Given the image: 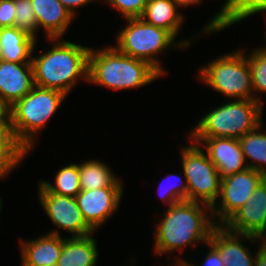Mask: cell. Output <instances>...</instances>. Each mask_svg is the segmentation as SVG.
I'll return each mask as SVG.
<instances>
[{
  "instance_id": "obj_1",
  "label": "cell",
  "mask_w": 266,
  "mask_h": 266,
  "mask_svg": "<svg viewBox=\"0 0 266 266\" xmlns=\"http://www.w3.org/2000/svg\"><path fill=\"white\" fill-rule=\"evenodd\" d=\"M208 211L211 215L209 205L187 200L169 206L155 228L154 253L161 256L188 245L194 248L196 242L207 243L216 226Z\"/></svg>"
},
{
  "instance_id": "obj_2",
  "label": "cell",
  "mask_w": 266,
  "mask_h": 266,
  "mask_svg": "<svg viewBox=\"0 0 266 266\" xmlns=\"http://www.w3.org/2000/svg\"><path fill=\"white\" fill-rule=\"evenodd\" d=\"M48 38L52 48L32 57L34 83L36 86L58 90L68 96L79 81H88V57L90 47L74 42Z\"/></svg>"
},
{
  "instance_id": "obj_3",
  "label": "cell",
  "mask_w": 266,
  "mask_h": 266,
  "mask_svg": "<svg viewBox=\"0 0 266 266\" xmlns=\"http://www.w3.org/2000/svg\"><path fill=\"white\" fill-rule=\"evenodd\" d=\"M163 76L147 61L120 52L115 46L91 48L88 57V81L112 90L134 89Z\"/></svg>"
},
{
  "instance_id": "obj_4",
  "label": "cell",
  "mask_w": 266,
  "mask_h": 266,
  "mask_svg": "<svg viewBox=\"0 0 266 266\" xmlns=\"http://www.w3.org/2000/svg\"><path fill=\"white\" fill-rule=\"evenodd\" d=\"M66 97L58 90L35 85L7 109L8 125L14 138L27 152L34 148L35 135L47 125Z\"/></svg>"
},
{
  "instance_id": "obj_5",
  "label": "cell",
  "mask_w": 266,
  "mask_h": 266,
  "mask_svg": "<svg viewBox=\"0 0 266 266\" xmlns=\"http://www.w3.org/2000/svg\"><path fill=\"white\" fill-rule=\"evenodd\" d=\"M263 102L234 99L209 111L189 133L191 138H234L262 123Z\"/></svg>"
},
{
  "instance_id": "obj_6",
  "label": "cell",
  "mask_w": 266,
  "mask_h": 266,
  "mask_svg": "<svg viewBox=\"0 0 266 266\" xmlns=\"http://www.w3.org/2000/svg\"><path fill=\"white\" fill-rule=\"evenodd\" d=\"M127 26L117 34L115 47L127 56L141 59L150 63L162 75H165L161 61L157 54L163 53L166 48H188L189 40H180L175 43V37L163 28L146 23L142 18H128ZM175 44V45H174Z\"/></svg>"
},
{
  "instance_id": "obj_7",
  "label": "cell",
  "mask_w": 266,
  "mask_h": 266,
  "mask_svg": "<svg viewBox=\"0 0 266 266\" xmlns=\"http://www.w3.org/2000/svg\"><path fill=\"white\" fill-rule=\"evenodd\" d=\"M198 78L224 97L254 100L251 71L244 50L212 60L199 69Z\"/></svg>"
},
{
  "instance_id": "obj_8",
  "label": "cell",
  "mask_w": 266,
  "mask_h": 266,
  "mask_svg": "<svg viewBox=\"0 0 266 266\" xmlns=\"http://www.w3.org/2000/svg\"><path fill=\"white\" fill-rule=\"evenodd\" d=\"M181 150V164L188 187V201L212 207L220 194L221 177L199 144L190 142Z\"/></svg>"
},
{
  "instance_id": "obj_9",
  "label": "cell",
  "mask_w": 266,
  "mask_h": 266,
  "mask_svg": "<svg viewBox=\"0 0 266 266\" xmlns=\"http://www.w3.org/2000/svg\"><path fill=\"white\" fill-rule=\"evenodd\" d=\"M265 178L264 173L251 168L221 178L219 197L211 207L215 224L224 225L249 200Z\"/></svg>"
},
{
  "instance_id": "obj_10",
  "label": "cell",
  "mask_w": 266,
  "mask_h": 266,
  "mask_svg": "<svg viewBox=\"0 0 266 266\" xmlns=\"http://www.w3.org/2000/svg\"><path fill=\"white\" fill-rule=\"evenodd\" d=\"M39 203L53 224L71 237H83L95 232L85 221L75 197L38 193Z\"/></svg>"
},
{
  "instance_id": "obj_11",
  "label": "cell",
  "mask_w": 266,
  "mask_h": 266,
  "mask_svg": "<svg viewBox=\"0 0 266 266\" xmlns=\"http://www.w3.org/2000/svg\"><path fill=\"white\" fill-rule=\"evenodd\" d=\"M122 192V187H102L81 190L75 196L86 223L94 231H97L119 209Z\"/></svg>"
},
{
  "instance_id": "obj_12",
  "label": "cell",
  "mask_w": 266,
  "mask_h": 266,
  "mask_svg": "<svg viewBox=\"0 0 266 266\" xmlns=\"http://www.w3.org/2000/svg\"><path fill=\"white\" fill-rule=\"evenodd\" d=\"M224 226L232 232L249 234L266 241V178Z\"/></svg>"
},
{
  "instance_id": "obj_13",
  "label": "cell",
  "mask_w": 266,
  "mask_h": 266,
  "mask_svg": "<svg viewBox=\"0 0 266 266\" xmlns=\"http://www.w3.org/2000/svg\"><path fill=\"white\" fill-rule=\"evenodd\" d=\"M189 140L206 148L205 151L218 169L221 178L248 169L238 139L213 137L190 138Z\"/></svg>"
},
{
  "instance_id": "obj_14",
  "label": "cell",
  "mask_w": 266,
  "mask_h": 266,
  "mask_svg": "<svg viewBox=\"0 0 266 266\" xmlns=\"http://www.w3.org/2000/svg\"><path fill=\"white\" fill-rule=\"evenodd\" d=\"M240 238L252 242L265 241L249 234L232 232L224 225H216L211 231L209 241L218 249L224 266H254L255 254L242 244Z\"/></svg>"
},
{
  "instance_id": "obj_15",
  "label": "cell",
  "mask_w": 266,
  "mask_h": 266,
  "mask_svg": "<svg viewBox=\"0 0 266 266\" xmlns=\"http://www.w3.org/2000/svg\"><path fill=\"white\" fill-rule=\"evenodd\" d=\"M34 86L31 63H14L0 59V102L7 109L23 98Z\"/></svg>"
},
{
  "instance_id": "obj_16",
  "label": "cell",
  "mask_w": 266,
  "mask_h": 266,
  "mask_svg": "<svg viewBox=\"0 0 266 266\" xmlns=\"http://www.w3.org/2000/svg\"><path fill=\"white\" fill-rule=\"evenodd\" d=\"M21 266H48L58 263L64 238L54 229L29 241H20Z\"/></svg>"
},
{
  "instance_id": "obj_17",
  "label": "cell",
  "mask_w": 266,
  "mask_h": 266,
  "mask_svg": "<svg viewBox=\"0 0 266 266\" xmlns=\"http://www.w3.org/2000/svg\"><path fill=\"white\" fill-rule=\"evenodd\" d=\"M38 31L45 30L47 38H61L73 22L72 14L59 0H31Z\"/></svg>"
},
{
  "instance_id": "obj_18",
  "label": "cell",
  "mask_w": 266,
  "mask_h": 266,
  "mask_svg": "<svg viewBox=\"0 0 266 266\" xmlns=\"http://www.w3.org/2000/svg\"><path fill=\"white\" fill-rule=\"evenodd\" d=\"M36 39L17 27L0 28V59L14 63H31Z\"/></svg>"
},
{
  "instance_id": "obj_19",
  "label": "cell",
  "mask_w": 266,
  "mask_h": 266,
  "mask_svg": "<svg viewBox=\"0 0 266 266\" xmlns=\"http://www.w3.org/2000/svg\"><path fill=\"white\" fill-rule=\"evenodd\" d=\"M93 235L83 237H64L59 266H95L98 259L96 240Z\"/></svg>"
},
{
  "instance_id": "obj_20",
  "label": "cell",
  "mask_w": 266,
  "mask_h": 266,
  "mask_svg": "<svg viewBox=\"0 0 266 266\" xmlns=\"http://www.w3.org/2000/svg\"><path fill=\"white\" fill-rule=\"evenodd\" d=\"M141 18L148 24L165 29L175 38L184 20L173 0H148Z\"/></svg>"
},
{
  "instance_id": "obj_21",
  "label": "cell",
  "mask_w": 266,
  "mask_h": 266,
  "mask_svg": "<svg viewBox=\"0 0 266 266\" xmlns=\"http://www.w3.org/2000/svg\"><path fill=\"white\" fill-rule=\"evenodd\" d=\"M117 176L106 163L96 159L79 164V183L81 190L98 189L102 187H123Z\"/></svg>"
},
{
  "instance_id": "obj_22",
  "label": "cell",
  "mask_w": 266,
  "mask_h": 266,
  "mask_svg": "<svg viewBox=\"0 0 266 266\" xmlns=\"http://www.w3.org/2000/svg\"><path fill=\"white\" fill-rule=\"evenodd\" d=\"M263 123L254 130L243 135L238 140L248 168L262 172L266 175V131L263 130ZM251 160L248 162V160ZM250 163V164H249Z\"/></svg>"
},
{
  "instance_id": "obj_23",
  "label": "cell",
  "mask_w": 266,
  "mask_h": 266,
  "mask_svg": "<svg viewBox=\"0 0 266 266\" xmlns=\"http://www.w3.org/2000/svg\"><path fill=\"white\" fill-rule=\"evenodd\" d=\"M27 154L15 140L10 127H0V180L22 163Z\"/></svg>"
},
{
  "instance_id": "obj_24",
  "label": "cell",
  "mask_w": 266,
  "mask_h": 266,
  "mask_svg": "<svg viewBox=\"0 0 266 266\" xmlns=\"http://www.w3.org/2000/svg\"><path fill=\"white\" fill-rule=\"evenodd\" d=\"M79 182V165L71 163L57 172L55 186L48 181L41 180L38 191L39 193H54L75 197L81 191Z\"/></svg>"
},
{
  "instance_id": "obj_25",
  "label": "cell",
  "mask_w": 266,
  "mask_h": 266,
  "mask_svg": "<svg viewBox=\"0 0 266 266\" xmlns=\"http://www.w3.org/2000/svg\"><path fill=\"white\" fill-rule=\"evenodd\" d=\"M248 63L251 71L252 87L254 91V100L261 102L260 95L257 93H266V54L259 47L255 48L248 55Z\"/></svg>"
},
{
  "instance_id": "obj_26",
  "label": "cell",
  "mask_w": 266,
  "mask_h": 266,
  "mask_svg": "<svg viewBox=\"0 0 266 266\" xmlns=\"http://www.w3.org/2000/svg\"><path fill=\"white\" fill-rule=\"evenodd\" d=\"M171 178L174 181L173 182L174 184L173 183L169 184L172 182ZM164 181H167V182L171 181V182H169L168 184L166 182L165 183L167 185L166 186L164 184ZM161 182L158 186V191H159L158 193L161 196L162 201H164V203H166L168 206L177 204L182 201H186V200L188 201V187H187L186 180L184 181L183 178L179 177L176 174H168L161 180Z\"/></svg>"
},
{
  "instance_id": "obj_27",
  "label": "cell",
  "mask_w": 266,
  "mask_h": 266,
  "mask_svg": "<svg viewBox=\"0 0 266 266\" xmlns=\"http://www.w3.org/2000/svg\"><path fill=\"white\" fill-rule=\"evenodd\" d=\"M14 26L36 39L38 24L31 0H15Z\"/></svg>"
},
{
  "instance_id": "obj_28",
  "label": "cell",
  "mask_w": 266,
  "mask_h": 266,
  "mask_svg": "<svg viewBox=\"0 0 266 266\" xmlns=\"http://www.w3.org/2000/svg\"><path fill=\"white\" fill-rule=\"evenodd\" d=\"M265 11L266 0H237L235 9L222 21V30Z\"/></svg>"
},
{
  "instance_id": "obj_29",
  "label": "cell",
  "mask_w": 266,
  "mask_h": 266,
  "mask_svg": "<svg viewBox=\"0 0 266 266\" xmlns=\"http://www.w3.org/2000/svg\"><path fill=\"white\" fill-rule=\"evenodd\" d=\"M125 18H141L148 0H104Z\"/></svg>"
},
{
  "instance_id": "obj_30",
  "label": "cell",
  "mask_w": 266,
  "mask_h": 266,
  "mask_svg": "<svg viewBox=\"0 0 266 266\" xmlns=\"http://www.w3.org/2000/svg\"><path fill=\"white\" fill-rule=\"evenodd\" d=\"M237 0H226L222 5L220 12L215 14L213 19L208 22L205 28H203L202 33L219 32L222 30V21L235 9Z\"/></svg>"
},
{
  "instance_id": "obj_31",
  "label": "cell",
  "mask_w": 266,
  "mask_h": 266,
  "mask_svg": "<svg viewBox=\"0 0 266 266\" xmlns=\"http://www.w3.org/2000/svg\"><path fill=\"white\" fill-rule=\"evenodd\" d=\"M205 245L210 248V251L207 252L208 254L206 253L202 263L203 265L201 266H224L218 249L210 241H208ZM173 262L174 266H178L179 264H182L183 266H195L191 263L189 264V262L185 261V259L180 256L174 259Z\"/></svg>"
},
{
  "instance_id": "obj_32",
  "label": "cell",
  "mask_w": 266,
  "mask_h": 266,
  "mask_svg": "<svg viewBox=\"0 0 266 266\" xmlns=\"http://www.w3.org/2000/svg\"><path fill=\"white\" fill-rule=\"evenodd\" d=\"M15 17V0H0V28L14 26Z\"/></svg>"
},
{
  "instance_id": "obj_33",
  "label": "cell",
  "mask_w": 266,
  "mask_h": 266,
  "mask_svg": "<svg viewBox=\"0 0 266 266\" xmlns=\"http://www.w3.org/2000/svg\"><path fill=\"white\" fill-rule=\"evenodd\" d=\"M61 2V4L72 14V16L75 19V15H76V9L79 7H84L86 6L88 3H92V2H98L96 0H59Z\"/></svg>"
},
{
  "instance_id": "obj_34",
  "label": "cell",
  "mask_w": 266,
  "mask_h": 266,
  "mask_svg": "<svg viewBox=\"0 0 266 266\" xmlns=\"http://www.w3.org/2000/svg\"><path fill=\"white\" fill-rule=\"evenodd\" d=\"M255 253L254 266H266V241H261Z\"/></svg>"
},
{
  "instance_id": "obj_35",
  "label": "cell",
  "mask_w": 266,
  "mask_h": 266,
  "mask_svg": "<svg viewBox=\"0 0 266 266\" xmlns=\"http://www.w3.org/2000/svg\"><path fill=\"white\" fill-rule=\"evenodd\" d=\"M0 127H9L7 108L0 102Z\"/></svg>"
},
{
  "instance_id": "obj_36",
  "label": "cell",
  "mask_w": 266,
  "mask_h": 266,
  "mask_svg": "<svg viewBox=\"0 0 266 266\" xmlns=\"http://www.w3.org/2000/svg\"><path fill=\"white\" fill-rule=\"evenodd\" d=\"M203 0H173V2L180 8V7H188L190 5H195L201 3Z\"/></svg>"
},
{
  "instance_id": "obj_37",
  "label": "cell",
  "mask_w": 266,
  "mask_h": 266,
  "mask_svg": "<svg viewBox=\"0 0 266 266\" xmlns=\"http://www.w3.org/2000/svg\"><path fill=\"white\" fill-rule=\"evenodd\" d=\"M264 54H266V46L265 47H262V48H259Z\"/></svg>"
},
{
  "instance_id": "obj_38",
  "label": "cell",
  "mask_w": 266,
  "mask_h": 266,
  "mask_svg": "<svg viewBox=\"0 0 266 266\" xmlns=\"http://www.w3.org/2000/svg\"><path fill=\"white\" fill-rule=\"evenodd\" d=\"M2 211V200L0 199V212Z\"/></svg>"
},
{
  "instance_id": "obj_39",
  "label": "cell",
  "mask_w": 266,
  "mask_h": 266,
  "mask_svg": "<svg viewBox=\"0 0 266 266\" xmlns=\"http://www.w3.org/2000/svg\"><path fill=\"white\" fill-rule=\"evenodd\" d=\"M48 266H59V265H58V263H56V264H52V265H48Z\"/></svg>"
}]
</instances>
